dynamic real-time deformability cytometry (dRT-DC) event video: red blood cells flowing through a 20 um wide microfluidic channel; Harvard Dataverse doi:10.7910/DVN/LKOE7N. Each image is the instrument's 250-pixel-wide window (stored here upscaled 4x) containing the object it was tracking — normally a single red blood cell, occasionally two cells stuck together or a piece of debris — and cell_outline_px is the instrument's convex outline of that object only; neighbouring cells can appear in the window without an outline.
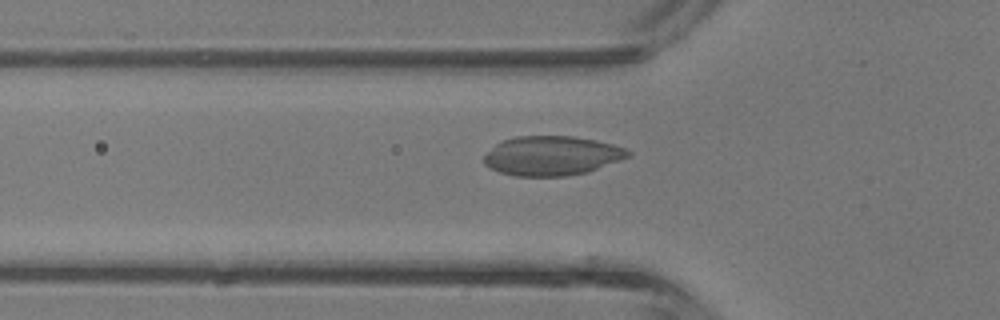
{"species": "common noctule bat (a hibernating species)", "species_latin": "Nyctalus noctula", "temperature_condition": "room temperature", "stored_images_in_passage": 31, "camera_frame_rate_fps": 3000, "um_per_image_px": 0.085, "animal": {"sex": "male", "body_mass_g": 13.3}, "frame": {"image": 1, "passage_image": 3, "time_ms": 0.667, "image_size_px": [1000, 320], "cell_outline_px": [[632, 156], [588, 172], [568, 176], [516, 176], [500, 172], [488, 168], [484, 164], [484, 156], [500, 140], [516, 136], [572, 136], [596, 140], [612, 144], [624, 148], [632, 152]], "centroid_in_image_um": [46.91, 13.24], "position_along_channel_um": 78.9, "area_um2": 33.29}}
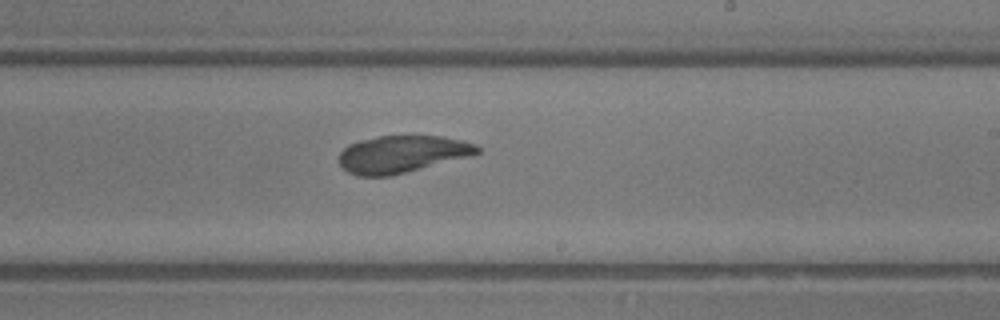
{"frame": {"image": 2, "passage_image": 14, "time_ms": 4.333, "image_size_px": [1000, 320], "cell_outline_px": [[480, 152], [472, 156], [388, 176], [356, 176], [348, 172], [340, 164], [340, 152], [348, 144], [360, 140], [380, 136], [440, 136], [464, 140], [476, 144], [480, 148]], "centroid_in_image_um": [34.19, 13.09], "position_along_channel_um": 254.8, "area_um2": 29.88}}
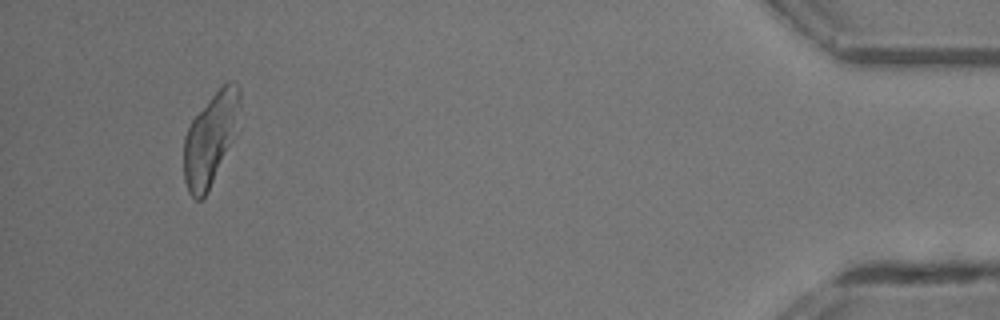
{"frame": {"image": 3, "passage_image": 29, "time_ms": 9.333, "image_size_px": [1000, 320], "cell_outline_px": [[240, 104], [236, 136], [208, 192], [200, 200], [196, 200], [188, 192], [184, 180], [184, 136], [192, 120], [212, 96], [228, 80], [236, 80], [240, 88]], "centroid_in_image_um": [17.92, 11.81], "position_along_channel_um": 417.3, "area_um2": 30.23}}